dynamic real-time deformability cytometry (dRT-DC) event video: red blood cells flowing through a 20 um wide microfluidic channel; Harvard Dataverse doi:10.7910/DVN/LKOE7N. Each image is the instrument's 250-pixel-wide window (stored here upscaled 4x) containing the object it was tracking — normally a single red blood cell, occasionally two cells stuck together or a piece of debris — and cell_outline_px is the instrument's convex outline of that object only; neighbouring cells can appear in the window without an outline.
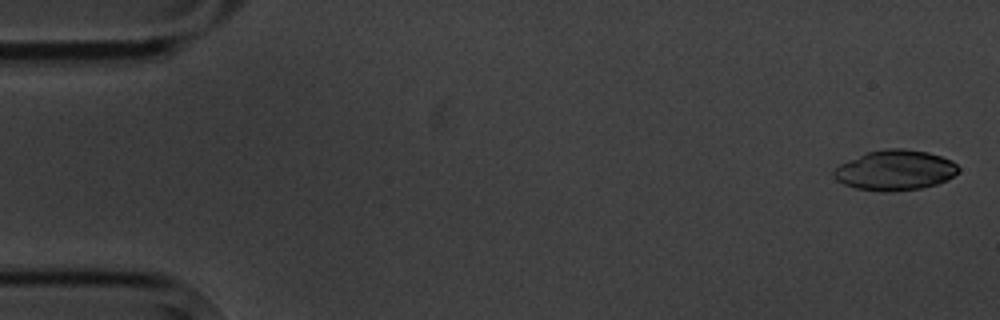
{"species": "common noctule bat (a hibernating species)", "species_latin": "Nyctalus noctula", "temperature_condition": "cold", "stored_images_in_passage": 5, "camera_frame_rate_fps": 3000, "um_per_image_px": 0.085, "animal": {"sex": "male", "body_mass_g": 20.1, "forearm_length_mm": 53.5}, "frame": {"image": 1, "passage_image": 1, "time_ms": 0.0, "image_size_px": [1000, 320], "cell_outline_px": [[960, 172], [948, 180], [936, 184], [920, 188], [892, 192], [880, 192], [856, 188], [844, 184], [836, 180], [832, 176], [832, 172], [840, 164], [868, 152], [888, 148], [904, 148], [928, 152], [952, 160], [960, 168]], "centroid_in_image_um": [76.11, 14.48], "position_along_channel_um": 8.9, "area_um2": 29.36}}
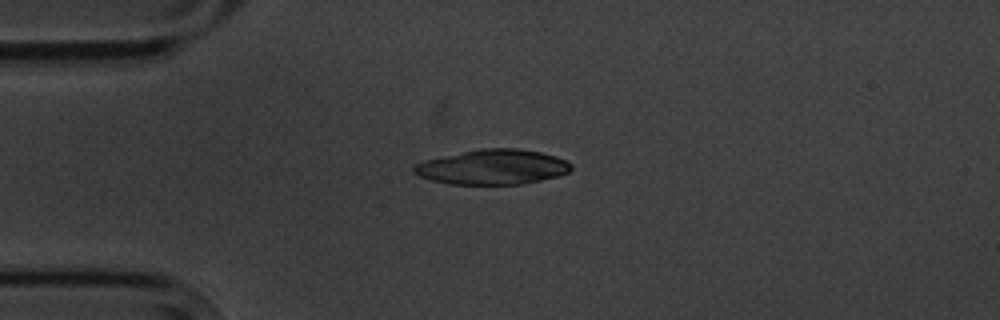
{"frame": {"image": 2, "passage_image": 4, "time_ms": 4.0, "image_size_px": [1000, 320], "cell_outline_px": [[572, 168], [568, 172], [556, 176], [524, 184], [452, 184], [432, 180], [420, 176], [412, 172], [412, 164], [424, 160], [480, 148], [516, 148], [540, 152], [556, 156], [572, 164]], "centroid_in_image_um": [41.84, 14.19], "position_along_channel_um": 43.2, "area_um2": 31.96}}